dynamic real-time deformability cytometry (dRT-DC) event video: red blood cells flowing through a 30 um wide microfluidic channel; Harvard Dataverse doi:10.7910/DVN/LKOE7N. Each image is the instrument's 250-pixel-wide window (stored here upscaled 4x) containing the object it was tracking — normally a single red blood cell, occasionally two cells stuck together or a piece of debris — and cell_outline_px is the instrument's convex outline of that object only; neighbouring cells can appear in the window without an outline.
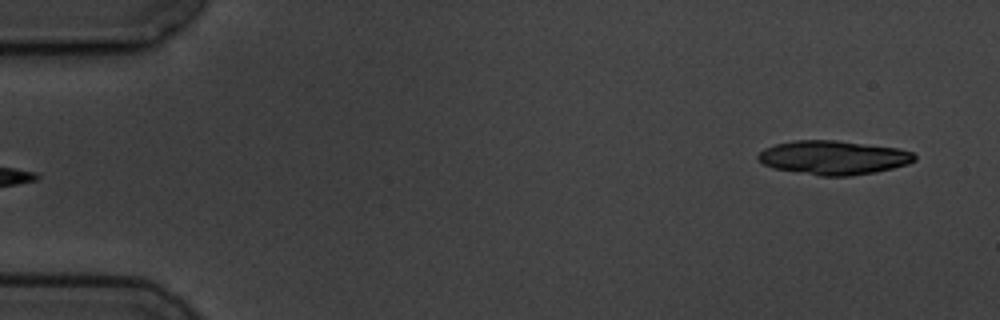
{"species": "common noctule bat (a hibernating species)", "species_latin": "Nyctalus noctula", "temperature_condition": "cold", "stored_images_in_passage": 4, "segment_of_instrument_passage": [2, 2], "camera_frame_rate_fps": 3000, "um_per_image_px": 0.085, "animal": {"sex": "male", "body_mass_g": 19.5, "forearm_length_mm": 54.6}, "frame": {"image": 1, "passage_image": 4, "time_ms": 4.333, "image_size_px": [1000, 320], "cell_outline_px": [[916, 160], [908, 164], [876, 172], [848, 176], [820, 176], [772, 168], [756, 160], [756, 156], [764, 148], [776, 144], [792, 140], [836, 140], [896, 148], [912, 152], [916, 156]], "centroid_in_image_um": [70.8, 13.4], "position_along_channel_um": 14.2, "area_um2": 31.04}}